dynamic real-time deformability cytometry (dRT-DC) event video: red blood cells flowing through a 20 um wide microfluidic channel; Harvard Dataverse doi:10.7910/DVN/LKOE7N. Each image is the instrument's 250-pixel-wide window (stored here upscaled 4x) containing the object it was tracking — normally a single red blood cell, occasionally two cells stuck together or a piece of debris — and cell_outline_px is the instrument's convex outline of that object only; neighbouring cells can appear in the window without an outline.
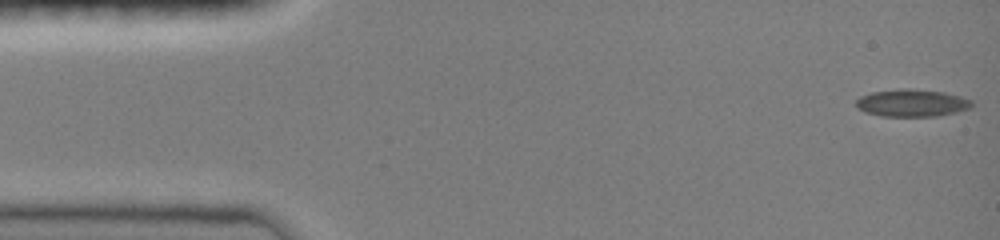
{"species": "common noctule bat (a hibernating species)", "species_latin": "Nyctalus noctula", "temperature_condition": "room temperature", "stored_images_in_passage": 13, "camera_frame_rate_fps": 3000, "um_per_image_px": 0.085, "animal": {"sex": "female", "body_mass_g": 19.0, "forearm_length_mm": 51.5}, "frame": {"image": 1, "passage_image": 1, "time_ms": 0.0, "image_size_px": [1000, 240], "cell_outline_px": [[972, 108], [956, 112], [936, 116], [880, 116], [864, 112], [856, 108], [856, 100], [860, 96], [872, 92], [904, 88], [912, 88], [944, 92], [960, 96], [972, 100]], "centroid_in_image_um": [77.5, 8.75], "position_along_channel_um": 7.5, "area_um2": 18.61}}
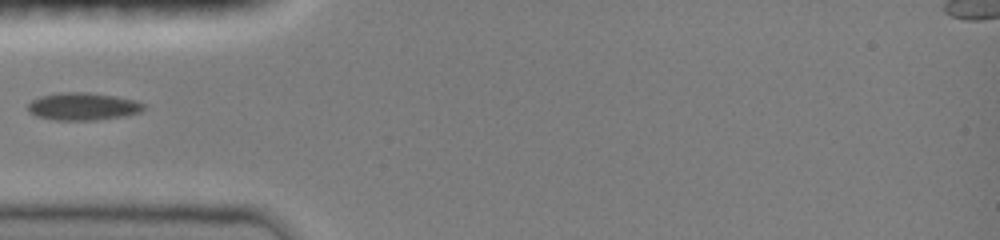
{"frame": {"image": 2, "passage_image": 11, "time_ms": 4.667, "image_size_px": [1000, 240], "cell_outline_px": [[144, 108], [140, 112], [124, 116], [92, 120], [52, 120], [36, 116], [28, 112], [28, 104], [32, 100], [40, 96], [60, 92], [88, 92], [116, 96], [136, 100], [144, 104]], "centroid_in_image_um": [7.03, 9.04], "position_along_channel_um": 78.0, "area_um2": 18.67}}
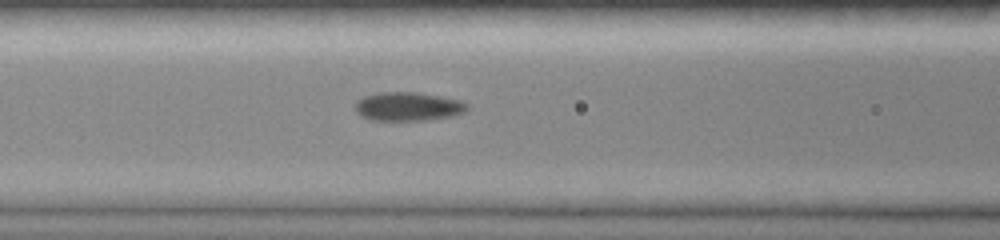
{"frame": {"image": 3, "passage_image": 13, "time_ms": 6.0, "image_size_px": [1000, 240], "cell_outline_px": [[468, 108], [464, 112], [456, 116], [428, 120], [372, 120], [356, 112], [356, 100], [364, 96], [376, 92], [416, 92], [440, 96], [460, 100], [468, 104]], "centroid_in_image_um": [34.71, 9.05], "position_along_channel_um": 131.9, "area_um2": 18.84}}